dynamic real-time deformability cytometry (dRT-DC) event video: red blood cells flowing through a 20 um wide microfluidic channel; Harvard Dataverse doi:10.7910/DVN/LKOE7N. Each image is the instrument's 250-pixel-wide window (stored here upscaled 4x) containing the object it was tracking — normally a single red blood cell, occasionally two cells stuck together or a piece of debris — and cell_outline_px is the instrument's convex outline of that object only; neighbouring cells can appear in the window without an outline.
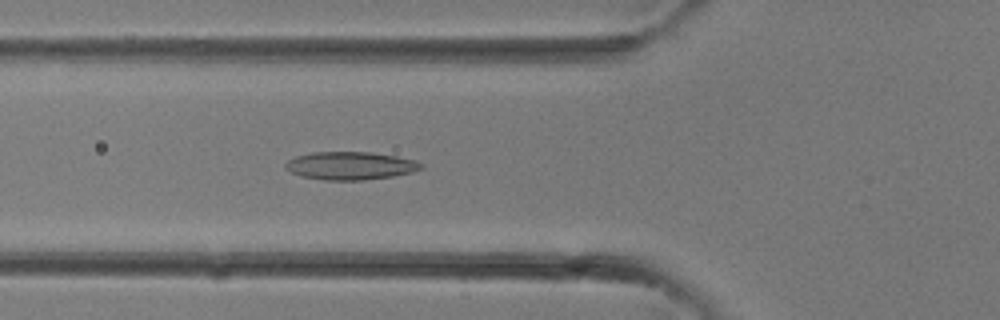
{"species": "common noctule bat (a hibernating species)", "species_latin": "Nyctalus noctula", "temperature_condition": "room temperature", "stored_images_in_passage": 29, "camera_frame_rate_fps": 3000, "um_per_image_px": 0.085, "animal": {"sex": "female"}, "frame": {"image": 1, "passage_image": 11, "time_ms": 3.333, "image_size_px": [1000, 320], "cell_outline_px": [[424, 168], [412, 172], [392, 176], [364, 180], [324, 180], [300, 176], [284, 168], [284, 164], [288, 160], [296, 156], [312, 152], [372, 152], [396, 156], [416, 160], [424, 164]], "centroid_in_image_um": [29.79, 14.08], "position_along_channel_um": 96.0, "area_um2": 22.25}}
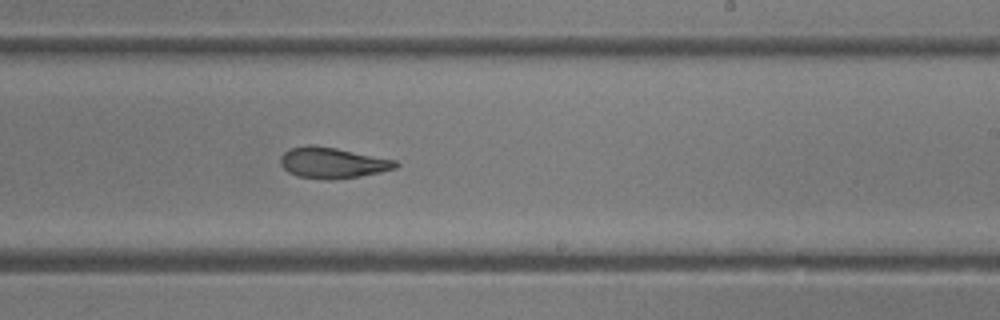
{"frame": {"image": 2, "passage_image": 19, "time_ms": 6.0, "image_size_px": [1000, 320], "cell_outline_px": [[400, 164], [396, 168], [380, 172], [360, 176], [332, 180], [324, 180], [296, 176], [288, 172], [280, 164], [280, 156], [284, 152], [292, 148], [308, 144], [316, 144], [396, 160]], "centroid_in_image_um": [28.24, 13.84], "position_along_channel_um": 260.8, "area_um2": 20.92}}
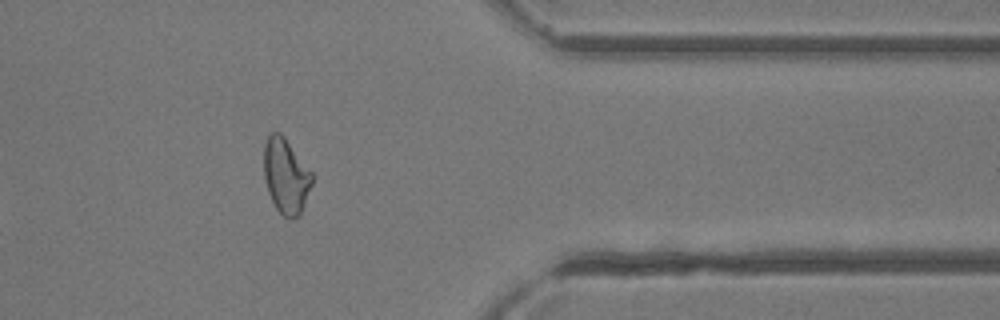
{"frame": {"image": 3, "passage_image": 26, "time_ms": 8.333, "image_size_px": [1000, 320], "cell_outline_px": [[312, 184], [300, 216], [288, 220], [276, 208], [268, 192], [264, 180], [264, 144], [268, 132], [280, 132], [284, 136], [312, 172]], "centroid_in_image_um": [24.29, 14.95], "position_along_channel_um": 387.1, "area_um2": 21.27}}